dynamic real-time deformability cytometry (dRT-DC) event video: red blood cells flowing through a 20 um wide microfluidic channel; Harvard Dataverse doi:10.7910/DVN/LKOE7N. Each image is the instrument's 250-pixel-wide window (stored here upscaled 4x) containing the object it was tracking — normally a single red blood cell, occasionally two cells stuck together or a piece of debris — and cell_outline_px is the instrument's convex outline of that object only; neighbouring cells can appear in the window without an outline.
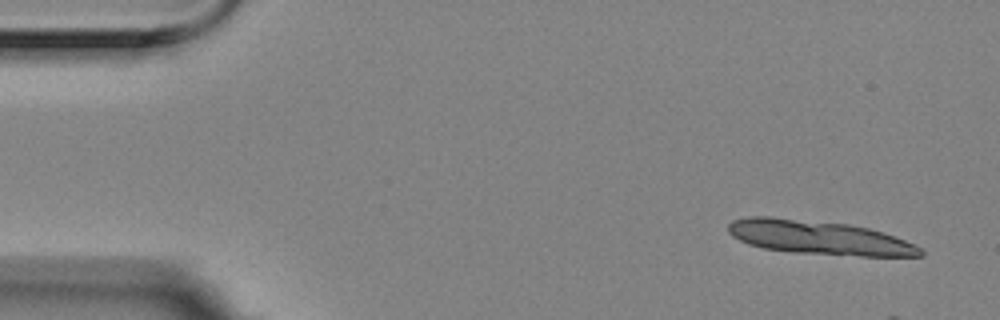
{"species": "Egyptian fruit bat (a non-hibernating species)", "species_latin": "Rousettus aegyptiacus", "temperature_condition": "room temperature", "stored_images_in_passage": 5, "segment_of_instrument_passage": [1, 2], "camera_frame_rate_fps": 3000, "um_per_image_px": 0.085, "animal": {"sex": "female"}, "frame": {"image": 1, "passage_image": 1, "time_ms": 0.0, "image_size_px": [1000, 320], "cell_outline_px": [[924, 256], [860, 256], [792, 252], [764, 248], [748, 244], [732, 236], [728, 232], [728, 224], [732, 220], [748, 216], [768, 216], [848, 224], [868, 228], [904, 240], [920, 248], [924, 252]], "centroid_in_image_um": [69.56, 20.19], "position_along_channel_um": 15.4, "area_um2": 37.74}}